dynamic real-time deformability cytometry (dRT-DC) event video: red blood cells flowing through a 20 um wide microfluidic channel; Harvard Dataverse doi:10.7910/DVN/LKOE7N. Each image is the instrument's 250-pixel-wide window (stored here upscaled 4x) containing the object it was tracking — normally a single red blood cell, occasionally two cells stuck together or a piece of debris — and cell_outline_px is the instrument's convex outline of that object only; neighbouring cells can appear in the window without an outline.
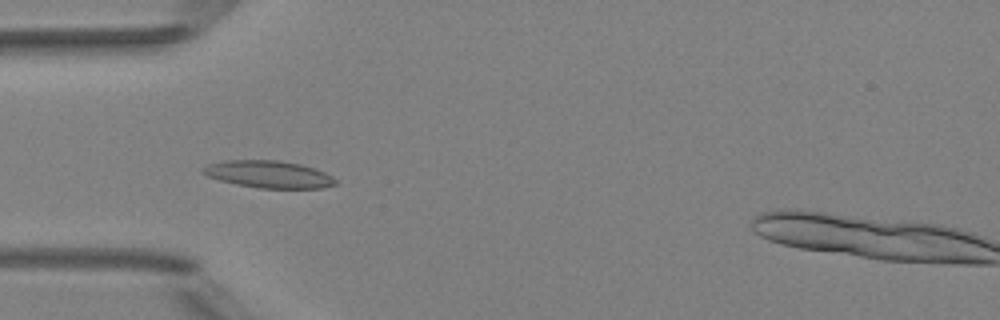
{"species": "Egyptian fruit bat (a non-hibernating species)", "species_latin": "Rousettus aegyptiacus", "temperature_condition": "room temperature", "stored_images_in_passage": 5, "camera_frame_rate_fps": 3000, "um_per_image_px": 0.085, "animal": {"sex": "female"}, "frame": {"image": 1, "passage_image": 4, "time_ms": 3.333, "image_size_px": [1000, 320], "cell_outline_px": [[336, 184], [320, 188], [260, 188], [236, 184], [220, 180], [208, 176], [200, 172], [208, 164], [224, 160], [280, 160], [300, 164], [324, 172], [332, 176], [336, 180]], "centroid_in_image_um": [22.82, 14.81], "position_along_channel_um": 62.2, "area_um2": 20.87}}
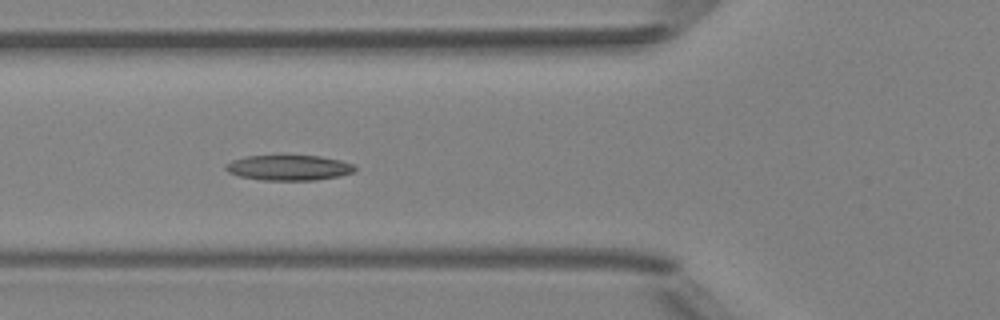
{"frame": {"image": 2, "passage_image": 5, "time_ms": 4.333, "image_size_px": [1000, 320], "cell_outline_px": [[356, 172], [340, 176], [316, 180], [260, 180], [240, 176], [228, 172], [224, 168], [224, 164], [232, 160], [244, 156], [320, 156], [340, 160], [352, 164], [356, 168]], "centroid_in_image_um": [24.54, 14.26], "position_along_channel_um": 101.3, "area_um2": 19.13}}